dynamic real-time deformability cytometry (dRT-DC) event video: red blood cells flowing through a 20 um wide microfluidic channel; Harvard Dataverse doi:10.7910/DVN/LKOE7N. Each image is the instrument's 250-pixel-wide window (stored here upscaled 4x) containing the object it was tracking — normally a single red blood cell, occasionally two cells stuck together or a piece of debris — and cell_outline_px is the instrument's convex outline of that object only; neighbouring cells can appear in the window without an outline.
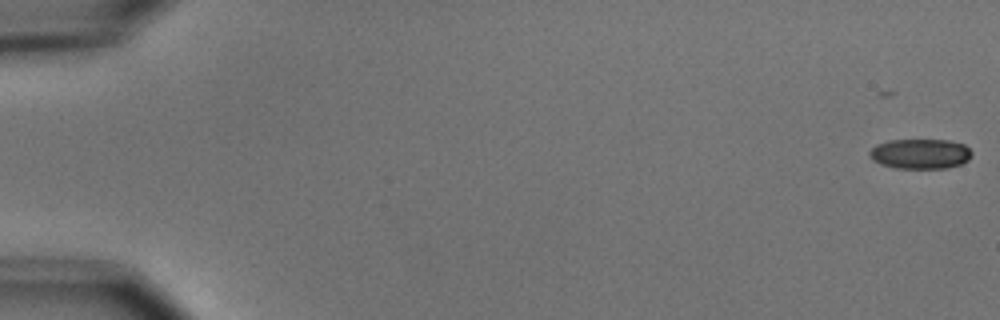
{"species": "common noctule bat (a hibernating species)", "species_latin": "Nyctalus noctula", "temperature_condition": "cold", "stored_images_in_passage": 8, "camera_frame_rate_fps": 3000, "um_per_image_px": 0.085, "animal": {"sex": "male", "body_mass_g": 15.6}, "frame": {"image": 1, "passage_image": 1, "time_ms": 0.0, "image_size_px": [1000, 320], "cell_outline_px": [[972, 152], [968, 160], [960, 164], [948, 168], [896, 168], [880, 164], [872, 160], [868, 152], [876, 144], [888, 140], [948, 140], [964, 144]], "centroid_in_image_um": [78.2, 13.07], "position_along_channel_um": 6.8, "area_um2": 17.92}}
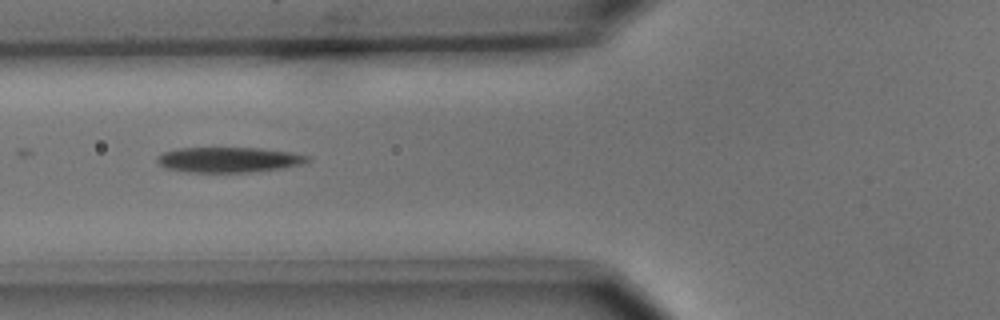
{"frame": {"image": 2, "passage_image": 6, "time_ms": 7.0, "image_size_px": [1000, 320], "cell_outline_px": [[312, 160], [304, 164], [280, 168], [248, 172], [188, 172], [164, 168], [156, 160], [156, 156], [164, 152], [176, 148], [260, 148], [292, 152], [312, 156]], "centroid_in_image_um": [19.47, 13.57], "position_along_channel_um": 106.3, "area_um2": 22.31}}
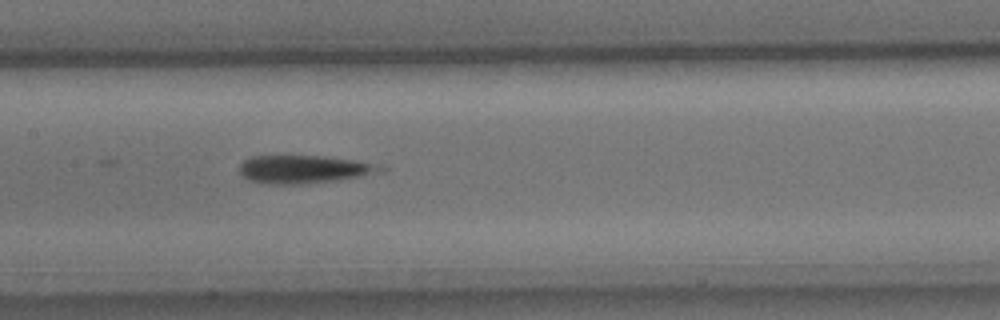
{"frame": {"image": 3, "passage_image": 8, "time_ms": 9.0, "image_size_px": [1000, 320], "cell_outline_px": [[388, 168], [384, 172], [336, 180], [304, 184], [276, 184], [248, 180], [240, 172], [240, 164], [244, 160], [252, 156], [324, 156], [356, 160], [384, 164]], "centroid_in_image_um": [25.95, 14.38], "position_along_channel_um": 181.5, "area_um2": 23.18}}